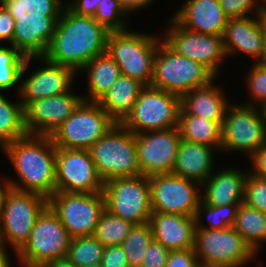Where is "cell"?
<instances>
[{
	"label": "cell",
	"mask_w": 266,
	"mask_h": 267,
	"mask_svg": "<svg viewBox=\"0 0 266 267\" xmlns=\"http://www.w3.org/2000/svg\"><path fill=\"white\" fill-rule=\"evenodd\" d=\"M65 7L60 0H41L36 20V51L45 60L77 72L106 52L110 31L94 17L76 15Z\"/></svg>",
	"instance_id": "cell-1"
},
{
	"label": "cell",
	"mask_w": 266,
	"mask_h": 267,
	"mask_svg": "<svg viewBox=\"0 0 266 267\" xmlns=\"http://www.w3.org/2000/svg\"><path fill=\"white\" fill-rule=\"evenodd\" d=\"M3 150L17 171L19 181L9 180L13 189L36 193L49 199L56 192V146L50 136L26 135Z\"/></svg>",
	"instance_id": "cell-2"
},
{
	"label": "cell",
	"mask_w": 266,
	"mask_h": 267,
	"mask_svg": "<svg viewBox=\"0 0 266 267\" xmlns=\"http://www.w3.org/2000/svg\"><path fill=\"white\" fill-rule=\"evenodd\" d=\"M215 77L204 64L178 54L164 40L158 44L150 86L182 97L210 84Z\"/></svg>",
	"instance_id": "cell-3"
},
{
	"label": "cell",
	"mask_w": 266,
	"mask_h": 267,
	"mask_svg": "<svg viewBox=\"0 0 266 267\" xmlns=\"http://www.w3.org/2000/svg\"><path fill=\"white\" fill-rule=\"evenodd\" d=\"M88 150L104 182L114 178L141 175L135 134L120 123H116Z\"/></svg>",
	"instance_id": "cell-4"
},
{
	"label": "cell",
	"mask_w": 266,
	"mask_h": 267,
	"mask_svg": "<svg viewBox=\"0 0 266 267\" xmlns=\"http://www.w3.org/2000/svg\"><path fill=\"white\" fill-rule=\"evenodd\" d=\"M159 40V37L128 30L112 31L106 53L117 63L122 75L150 86Z\"/></svg>",
	"instance_id": "cell-5"
},
{
	"label": "cell",
	"mask_w": 266,
	"mask_h": 267,
	"mask_svg": "<svg viewBox=\"0 0 266 267\" xmlns=\"http://www.w3.org/2000/svg\"><path fill=\"white\" fill-rule=\"evenodd\" d=\"M181 97L145 86L120 124L134 134L178 127Z\"/></svg>",
	"instance_id": "cell-6"
},
{
	"label": "cell",
	"mask_w": 266,
	"mask_h": 267,
	"mask_svg": "<svg viewBox=\"0 0 266 267\" xmlns=\"http://www.w3.org/2000/svg\"><path fill=\"white\" fill-rule=\"evenodd\" d=\"M71 239L57 215L47 206L16 255L24 267H43L54 259L67 257Z\"/></svg>",
	"instance_id": "cell-7"
},
{
	"label": "cell",
	"mask_w": 266,
	"mask_h": 267,
	"mask_svg": "<svg viewBox=\"0 0 266 267\" xmlns=\"http://www.w3.org/2000/svg\"><path fill=\"white\" fill-rule=\"evenodd\" d=\"M117 122L94 101H82L50 136L56 147L89 149Z\"/></svg>",
	"instance_id": "cell-8"
},
{
	"label": "cell",
	"mask_w": 266,
	"mask_h": 267,
	"mask_svg": "<svg viewBox=\"0 0 266 267\" xmlns=\"http://www.w3.org/2000/svg\"><path fill=\"white\" fill-rule=\"evenodd\" d=\"M47 206L48 199L44 196L11 188L0 212V248L4 249L7 242L17 252Z\"/></svg>",
	"instance_id": "cell-9"
},
{
	"label": "cell",
	"mask_w": 266,
	"mask_h": 267,
	"mask_svg": "<svg viewBox=\"0 0 266 267\" xmlns=\"http://www.w3.org/2000/svg\"><path fill=\"white\" fill-rule=\"evenodd\" d=\"M194 251L201 265L212 267H242L256 254L233 226L221 230L195 228Z\"/></svg>",
	"instance_id": "cell-10"
},
{
	"label": "cell",
	"mask_w": 266,
	"mask_h": 267,
	"mask_svg": "<svg viewBox=\"0 0 266 267\" xmlns=\"http://www.w3.org/2000/svg\"><path fill=\"white\" fill-rule=\"evenodd\" d=\"M105 209L126 221L149 222L152 214L148 176L114 178L104 182Z\"/></svg>",
	"instance_id": "cell-11"
},
{
	"label": "cell",
	"mask_w": 266,
	"mask_h": 267,
	"mask_svg": "<svg viewBox=\"0 0 266 267\" xmlns=\"http://www.w3.org/2000/svg\"><path fill=\"white\" fill-rule=\"evenodd\" d=\"M48 206L57 215L70 236H91L105 210L101 193H69L56 191Z\"/></svg>",
	"instance_id": "cell-12"
},
{
	"label": "cell",
	"mask_w": 266,
	"mask_h": 267,
	"mask_svg": "<svg viewBox=\"0 0 266 267\" xmlns=\"http://www.w3.org/2000/svg\"><path fill=\"white\" fill-rule=\"evenodd\" d=\"M264 145H266V120L262 108L230 104L222 124L221 149L245 151L253 155Z\"/></svg>",
	"instance_id": "cell-13"
},
{
	"label": "cell",
	"mask_w": 266,
	"mask_h": 267,
	"mask_svg": "<svg viewBox=\"0 0 266 267\" xmlns=\"http://www.w3.org/2000/svg\"><path fill=\"white\" fill-rule=\"evenodd\" d=\"M56 191L101 193L104 181L87 149L56 147Z\"/></svg>",
	"instance_id": "cell-14"
},
{
	"label": "cell",
	"mask_w": 266,
	"mask_h": 267,
	"mask_svg": "<svg viewBox=\"0 0 266 267\" xmlns=\"http://www.w3.org/2000/svg\"><path fill=\"white\" fill-rule=\"evenodd\" d=\"M148 178L152 212L195 216L202 200L194 186L196 181L172 173L154 174Z\"/></svg>",
	"instance_id": "cell-15"
},
{
	"label": "cell",
	"mask_w": 266,
	"mask_h": 267,
	"mask_svg": "<svg viewBox=\"0 0 266 267\" xmlns=\"http://www.w3.org/2000/svg\"><path fill=\"white\" fill-rule=\"evenodd\" d=\"M181 140L178 127L135 134L141 174L171 173Z\"/></svg>",
	"instance_id": "cell-16"
},
{
	"label": "cell",
	"mask_w": 266,
	"mask_h": 267,
	"mask_svg": "<svg viewBox=\"0 0 266 267\" xmlns=\"http://www.w3.org/2000/svg\"><path fill=\"white\" fill-rule=\"evenodd\" d=\"M171 19L172 26L162 39L178 54L204 64L217 75L221 60L226 56L222 37L185 29Z\"/></svg>",
	"instance_id": "cell-17"
},
{
	"label": "cell",
	"mask_w": 266,
	"mask_h": 267,
	"mask_svg": "<svg viewBox=\"0 0 266 267\" xmlns=\"http://www.w3.org/2000/svg\"><path fill=\"white\" fill-rule=\"evenodd\" d=\"M71 93L31 101L24 108L27 135L51 136L83 101Z\"/></svg>",
	"instance_id": "cell-18"
},
{
	"label": "cell",
	"mask_w": 266,
	"mask_h": 267,
	"mask_svg": "<svg viewBox=\"0 0 266 267\" xmlns=\"http://www.w3.org/2000/svg\"><path fill=\"white\" fill-rule=\"evenodd\" d=\"M41 0H0V41L36 46V20Z\"/></svg>",
	"instance_id": "cell-19"
},
{
	"label": "cell",
	"mask_w": 266,
	"mask_h": 267,
	"mask_svg": "<svg viewBox=\"0 0 266 267\" xmlns=\"http://www.w3.org/2000/svg\"><path fill=\"white\" fill-rule=\"evenodd\" d=\"M257 6L253 10L257 19L249 16L228 19L222 35L226 56L238 50L255 57L256 63L260 61L264 45L265 4Z\"/></svg>",
	"instance_id": "cell-20"
},
{
	"label": "cell",
	"mask_w": 266,
	"mask_h": 267,
	"mask_svg": "<svg viewBox=\"0 0 266 267\" xmlns=\"http://www.w3.org/2000/svg\"><path fill=\"white\" fill-rule=\"evenodd\" d=\"M41 59L47 65L33 72L19 85V93L24 108L34 100L60 95L71 90L75 71L69 67L45 60L36 51V60Z\"/></svg>",
	"instance_id": "cell-21"
},
{
	"label": "cell",
	"mask_w": 266,
	"mask_h": 267,
	"mask_svg": "<svg viewBox=\"0 0 266 267\" xmlns=\"http://www.w3.org/2000/svg\"><path fill=\"white\" fill-rule=\"evenodd\" d=\"M172 18L185 29L221 37L228 21L219 0H189Z\"/></svg>",
	"instance_id": "cell-22"
},
{
	"label": "cell",
	"mask_w": 266,
	"mask_h": 267,
	"mask_svg": "<svg viewBox=\"0 0 266 267\" xmlns=\"http://www.w3.org/2000/svg\"><path fill=\"white\" fill-rule=\"evenodd\" d=\"M149 224L154 240L169 251L194 249L195 217L152 212Z\"/></svg>",
	"instance_id": "cell-23"
},
{
	"label": "cell",
	"mask_w": 266,
	"mask_h": 267,
	"mask_svg": "<svg viewBox=\"0 0 266 267\" xmlns=\"http://www.w3.org/2000/svg\"><path fill=\"white\" fill-rule=\"evenodd\" d=\"M214 147L181 140L172 174L203 184L212 174Z\"/></svg>",
	"instance_id": "cell-24"
},
{
	"label": "cell",
	"mask_w": 266,
	"mask_h": 267,
	"mask_svg": "<svg viewBox=\"0 0 266 267\" xmlns=\"http://www.w3.org/2000/svg\"><path fill=\"white\" fill-rule=\"evenodd\" d=\"M246 178L247 174L234 168L213 173L203 183L206 187L201 201L211 206L243 203Z\"/></svg>",
	"instance_id": "cell-25"
},
{
	"label": "cell",
	"mask_w": 266,
	"mask_h": 267,
	"mask_svg": "<svg viewBox=\"0 0 266 267\" xmlns=\"http://www.w3.org/2000/svg\"><path fill=\"white\" fill-rule=\"evenodd\" d=\"M212 83L184 94L181 97L179 114L196 115L210 121L223 123L226 109L230 104H227L221 89Z\"/></svg>",
	"instance_id": "cell-26"
},
{
	"label": "cell",
	"mask_w": 266,
	"mask_h": 267,
	"mask_svg": "<svg viewBox=\"0 0 266 267\" xmlns=\"http://www.w3.org/2000/svg\"><path fill=\"white\" fill-rule=\"evenodd\" d=\"M145 87L140 81L121 75L97 103L120 123L132 110L140 91Z\"/></svg>",
	"instance_id": "cell-27"
},
{
	"label": "cell",
	"mask_w": 266,
	"mask_h": 267,
	"mask_svg": "<svg viewBox=\"0 0 266 267\" xmlns=\"http://www.w3.org/2000/svg\"><path fill=\"white\" fill-rule=\"evenodd\" d=\"M36 59V46H0V90H7L20 81L29 66Z\"/></svg>",
	"instance_id": "cell-28"
},
{
	"label": "cell",
	"mask_w": 266,
	"mask_h": 267,
	"mask_svg": "<svg viewBox=\"0 0 266 267\" xmlns=\"http://www.w3.org/2000/svg\"><path fill=\"white\" fill-rule=\"evenodd\" d=\"M81 70L88 73L89 97L84 101L97 102L122 75L117 63L105 52L88 62Z\"/></svg>",
	"instance_id": "cell-29"
},
{
	"label": "cell",
	"mask_w": 266,
	"mask_h": 267,
	"mask_svg": "<svg viewBox=\"0 0 266 267\" xmlns=\"http://www.w3.org/2000/svg\"><path fill=\"white\" fill-rule=\"evenodd\" d=\"M222 124L191 114H179L178 129L183 140L221 148Z\"/></svg>",
	"instance_id": "cell-30"
},
{
	"label": "cell",
	"mask_w": 266,
	"mask_h": 267,
	"mask_svg": "<svg viewBox=\"0 0 266 267\" xmlns=\"http://www.w3.org/2000/svg\"><path fill=\"white\" fill-rule=\"evenodd\" d=\"M233 228L257 252L258 243L266 242V212L241 203L236 210Z\"/></svg>",
	"instance_id": "cell-31"
},
{
	"label": "cell",
	"mask_w": 266,
	"mask_h": 267,
	"mask_svg": "<svg viewBox=\"0 0 266 267\" xmlns=\"http://www.w3.org/2000/svg\"><path fill=\"white\" fill-rule=\"evenodd\" d=\"M26 135L24 106L13 104L0 93V146L3 149Z\"/></svg>",
	"instance_id": "cell-32"
},
{
	"label": "cell",
	"mask_w": 266,
	"mask_h": 267,
	"mask_svg": "<svg viewBox=\"0 0 266 267\" xmlns=\"http://www.w3.org/2000/svg\"><path fill=\"white\" fill-rule=\"evenodd\" d=\"M133 226V223L105 209L95 227L93 236L105 247L121 245Z\"/></svg>",
	"instance_id": "cell-33"
},
{
	"label": "cell",
	"mask_w": 266,
	"mask_h": 267,
	"mask_svg": "<svg viewBox=\"0 0 266 267\" xmlns=\"http://www.w3.org/2000/svg\"><path fill=\"white\" fill-rule=\"evenodd\" d=\"M105 246L93 235L73 237L67 252V258L76 267H88L100 264Z\"/></svg>",
	"instance_id": "cell-34"
},
{
	"label": "cell",
	"mask_w": 266,
	"mask_h": 267,
	"mask_svg": "<svg viewBox=\"0 0 266 267\" xmlns=\"http://www.w3.org/2000/svg\"><path fill=\"white\" fill-rule=\"evenodd\" d=\"M154 239L149 222L134 225L122 242L129 267H140L144 254Z\"/></svg>",
	"instance_id": "cell-35"
},
{
	"label": "cell",
	"mask_w": 266,
	"mask_h": 267,
	"mask_svg": "<svg viewBox=\"0 0 266 267\" xmlns=\"http://www.w3.org/2000/svg\"><path fill=\"white\" fill-rule=\"evenodd\" d=\"M239 205L240 204H227L224 206H211L206 205L201 201L194 216L196 222L195 228L221 230L233 226L235 222L236 210ZM202 210L205 212L209 220L210 227H204L199 223L201 219L200 214L203 213Z\"/></svg>",
	"instance_id": "cell-36"
},
{
	"label": "cell",
	"mask_w": 266,
	"mask_h": 267,
	"mask_svg": "<svg viewBox=\"0 0 266 267\" xmlns=\"http://www.w3.org/2000/svg\"><path fill=\"white\" fill-rule=\"evenodd\" d=\"M127 14L120 5L119 0H99L94 19L97 23L104 25L110 32L125 31Z\"/></svg>",
	"instance_id": "cell-37"
},
{
	"label": "cell",
	"mask_w": 266,
	"mask_h": 267,
	"mask_svg": "<svg viewBox=\"0 0 266 267\" xmlns=\"http://www.w3.org/2000/svg\"><path fill=\"white\" fill-rule=\"evenodd\" d=\"M243 203L266 212V178L254 174L247 175Z\"/></svg>",
	"instance_id": "cell-38"
},
{
	"label": "cell",
	"mask_w": 266,
	"mask_h": 267,
	"mask_svg": "<svg viewBox=\"0 0 266 267\" xmlns=\"http://www.w3.org/2000/svg\"><path fill=\"white\" fill-rule=\"evenodd\" d=\"M247 75V83L252 95V99L256 101H249L245 105L257 107L258 102L261 108L266 105V66L260 63H255ZM257 104H256V103Z\"/></svg>",
	"instance_id": "cell-39"
},
{
	"label": "cell",
	"mask_w": 266,
	"mask_h": 267,
	"mask_svg": "<svg viewBox=\"0 0 266 267\" xmlns=\"http://www.w3.org/2000/svg\"><path fill=\"white\" fill-rule=\"evenodd\" d=\"M169 250L154 239L149 244L140 267H166Z\"/></svg>",
	"instance_id": "cell-40"
},
{
	"label": "cell",
	"mask_w": 266,
	"mask_h": 267,
	"mask_svg": "<svg viewBox=\"0 0 266 267\" xmlns=\"http://www.w3.org/2000/svg\"><path fill=\"white\" fill-rule=\"evenodd\" d=\"M224 14L230 18L248 17L247 13H252L253 7L256 6V0H219ZM265 3V1L263 0Z\"/></svg>",
	"instance_id": "cell-41"
},
{
	"label": "cell",
	"mask_w": 266,
	"mask_h": 267,
	"mask_svg": "<svg viewBox=\"0 0 266 267\" xmlns=\"http://www.w3.org/2000/svg\"><path fill=\"white\" fill-rule=\"evenodd\" d=\"M198 258L194 249L170 251L166 267H197Z\"/></svg>",
	"instance_id": "cell-42"
},
{
	"label": "cell",
	"mask_w": 266,
	"mask_h": 267,
	"mask_svg": "<svg viewBox=\"0 0 266 267\" xmlns=\"http://www.w3.org/2000/svg\"><path fill=\"white\" fill-rule=\"evenodd\" d=\"M100 264L102 267H129L121 245L105 247Z\"/></svg>",
	"instance_id": "cell-43"
},
{
	"label": "cell",
	"mask_w": 266,
	"mask_h": 267,
	"mask_svg": "<svg viewBox=\"0 0 266 267\" xmlns=\"http://www.w3.org/2000/svg\"><path fill=\"white\" fill-rule=\"evenodd\" d=\"M99 0H75L67 7L76 15L94 17Z\"/></svg>",
	"instance_id": "cell-44"
},
{
	"label": "cell",
	"mask_w": 266,
	"mask_h": 267,
	"mask_svg": "<svg viewBox=\"0 0 266 267\" xmlns=\"http://www.w3.org/2000/svg\"><path fill=\"white\" fill-rule=\"evenodd\" d=\"M250 158L254 165L252 174L266 178V145L260 147Z\"/></svg>",
	"instance_id": "cell-45"
},
{
	"label": "cell",
	"mask_w": 266,
	"mask_h": 267,
	"mask_svg": "<svg viewBox=\"0 0 266 267\" xmlns=\"http://www.w3.org/2000/svg\"><path fill=\"white\" fill-rule=\"evenodd\" d=\"M153 0H119L121 7L125 13L129 11H135L149 5Z\"/></svg>",
	"instance_id": "cell-46"
},
{
	"label": "cell",
	"mask_w": 266,
	"mask_h": 267,
	"mask_svg": "<svg viewBox=\"0 0 266 267\" xmlns=\"http://www.w3.org/2000/svg\"><path fill=\"white\" fill-rule=\"evenodd\" d=\"M43 267H76L67 257L54 259Z\"/></svg>",
	"instance_id": "cell-47"
},
{
	"label": "cell",
	"mask_w": 266,
	"mask_h": 267,
	"mask_svg": "<svg viewBox=\"0 0 266 267\" xmlns=\"http://www.w3.org/2000/svg\"><path fill=\"white\" fill-rule=\"evenodd\" d=\"M11 184L8 180H6V183L1 186L0 185V212L3 208L4 202H5V198L8 194V192L11 190Z\"/></svg>",
	"instance_id": "cell-48"
},
{
	"label": "cell",
	"mask_w": 266,
	"mask_h": 267,
	"mask_svg": "<svg viewBox=\"0 0 266 267\" xmlns=\"http://www.w3.org/2000/svg\"><path fill=\"white\" fill-rule=\"evenodd\" d=\"M5 249H0V267H10L9 257Z\"/></svg>",
	"instance_id": "cell-49"
},
{
	"label": "cell",
	"mask_w": 266,
	"mask_h": 267,
	"mask_svg": "<svg viewBox=\"0 0 266 267\" xmlns=\"http://www.w3.org/2000/svg\"><path fill=\"white\" fill-rule=\"evenodd\" d=\"M258 63L266 66V19H265V27H264V45H263V52H262L260 61Z\"/></svg>",
	"instance_id": "cell-50"
},
{
	"label": "cell",
	"mask_w": 266,
	"mask_h": 267,
	"mask_svg": "<svg viewBox=\"0 0 266 267\" xmlns=\"http://www.w3.org/2000/svg\"><path fill=\"white\" fill-rule=\"evenodd\" d=\"M266 120V105L262 108Z\"/></svg>",
	"instance_id": "cell-51"
},
{
	"label": "cell",
	"mask_w": 266,
	"mask_h": 267,
	"mask_svg": "<svg viewBox=\"0 0 266 267\" xmlns=\"http://www.w3.org/2000/svg\"><path fill=\"white\" fill-rule=\"evenodd\" d=\"M88 267H102L101 264H95V265H91V266H88Z\"/></svg>",
	"instance_id": "cell-52"
},
{
	"label": "cell",
	"mask_w": 266,
	"mask_h": 267,
	"mask_svg": "<svg viewBox=\"0 0 266 267\" xmlns=\"http://www.w3.org/2000/svg\"><path fill=\"white\" fill-rule=\"evenodd\" d=\"M197 267H212V266H207V265H201V264H199Z\"/></svg>",
	"instance_id": "cell-53"
},
{
	"label": "cell",
	"mask_w": 266,
	"mask_h": 267,
	"mask_svg": "<svg viewBox=\"0 0 266 267\" xmlns=\"http://www.w3.org/2000/svg\"><path fill=\"white\" fill-rule=\"evenodd\" d=\"M264 17L266 19V0H265V12H264Z\"/></svg>",
	"instance_id": "cell-54"
}]
</instances>
